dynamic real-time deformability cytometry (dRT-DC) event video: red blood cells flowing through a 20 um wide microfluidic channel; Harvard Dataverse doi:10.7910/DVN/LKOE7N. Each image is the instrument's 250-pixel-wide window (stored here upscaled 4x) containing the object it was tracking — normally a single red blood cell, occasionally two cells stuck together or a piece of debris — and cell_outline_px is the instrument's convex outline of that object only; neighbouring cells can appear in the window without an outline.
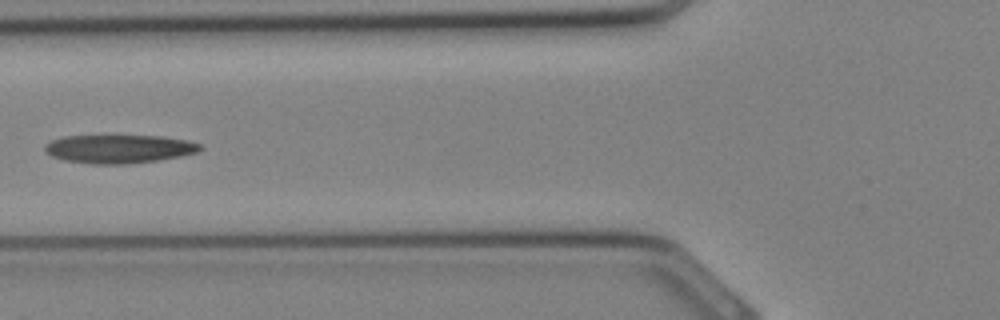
{"species": "Egyptian fruit bat (a non-hibernating species)", "species_latin": "Rousettus aegyptiacus", "temperature_condition": "cold", "stored_images_in_passage": 20, "camera_frame_rate_fps": 3000, "um_per_image_px": 0.085, "animal": {"sex": "female"}, "frame": {"image": 1, "passage_image": 3, "time_ms": 0.667, "image_size_px": [1000, 320], "cell_outline_px": [[204, 148], [196, 152], [180, 156], [156, 160], [124, 164], [92, 164], [64, 160], [52, 156], [44, 148], [44, 144], [52, 140], [64, 136], [160, 136], [188, 140], [200, 144]], "centroid_in_image_um": [10.11, 12.65], "position_along_channel_um": 115.7, "area_um2": 25.55}}
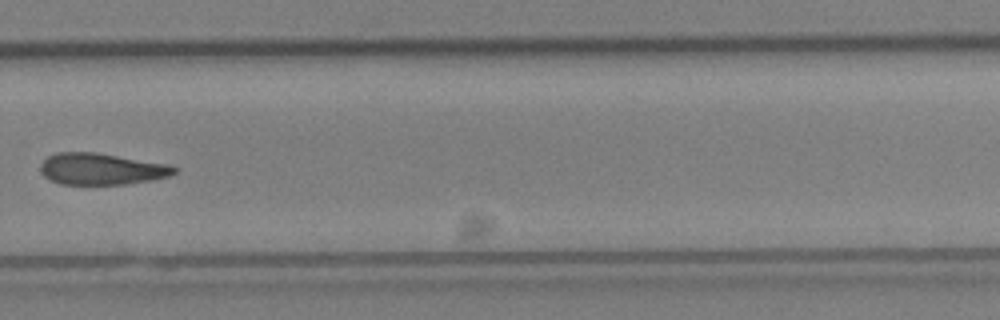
{"frame": {"image": 2, "passage_image": 13, "time_ms": 4.0, "image_size_px": [1000, 320], "cell_outline_px": [[176, 172], [168, 176], [152, 180], [128, 184], [60, 184], [44, 176], [40, 168], [40, 164], [48, 156], [56, 152], [96, 152], [168, 164], [176, 168]], "centroid_in_image_um": [8.61, 14.36], "position_along_channel_um": 321.2, "area_um2": 24.51}}
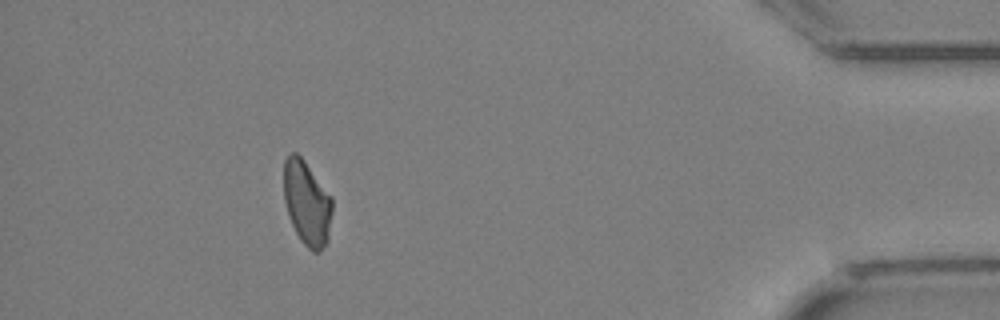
{"frame": {"image": 3, "passage_image": 20, "time_ms": 6.333, "image_size_px": [1000, 320], "cell_outline_px": [[332, 212], [328, 240], [320, 252], [312, 252], [300, 240], [288, 216], [284, 200], [284, 160], [292, 152], [296, 152], [304, 160], [332, 196]], "centroid_in_image_um": [26.09, 17.26], "position_along_channel_um": 409.1, "area_um2": 23.99}}